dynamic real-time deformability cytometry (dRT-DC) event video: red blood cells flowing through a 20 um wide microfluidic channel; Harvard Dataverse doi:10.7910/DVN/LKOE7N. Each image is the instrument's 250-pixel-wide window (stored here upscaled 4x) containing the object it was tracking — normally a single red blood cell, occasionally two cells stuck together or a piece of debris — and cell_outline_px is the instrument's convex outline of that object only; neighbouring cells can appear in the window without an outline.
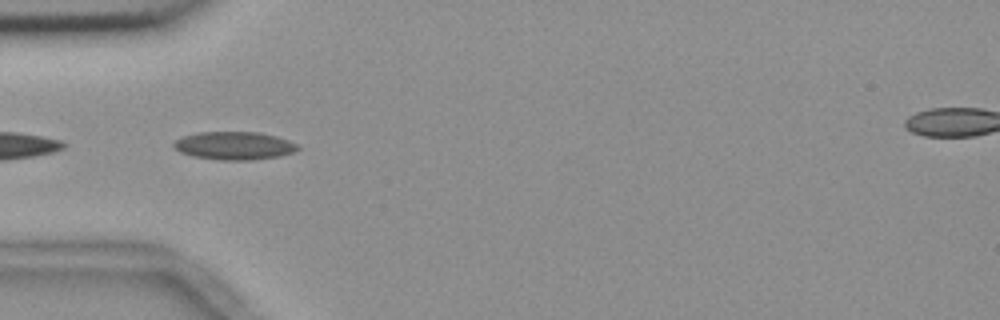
{"species": "common noctule bat (a hibernating species)", "species_latin": "Nyctalus noctula", "temperature_condition": "room temperature", "stored_images_in_passage": 9, "camera_frame_rate_fps": 3000, "um_per_image_px": 0.085, "animal": {"sex": "female", "body_mass_g": 18.4}, "frame": {"image": 1, "passage_image": 1, "time_ms": 0.0, "image_size_px": [1000, 320], "cell_outline_px": [[300, 148], [292, 152], [280, 156], [252, 160], [220, 160], [192, 156], [180, 152], [172, 144], [176, 140], [184, 136], [196, 132], [260, 132], [276, 136], [288, 140], [296, 144]], "centroid_in_image_um": [19.9, 12.38], "position_along_channel_um": 65.1, "area_um2": 20.23}}